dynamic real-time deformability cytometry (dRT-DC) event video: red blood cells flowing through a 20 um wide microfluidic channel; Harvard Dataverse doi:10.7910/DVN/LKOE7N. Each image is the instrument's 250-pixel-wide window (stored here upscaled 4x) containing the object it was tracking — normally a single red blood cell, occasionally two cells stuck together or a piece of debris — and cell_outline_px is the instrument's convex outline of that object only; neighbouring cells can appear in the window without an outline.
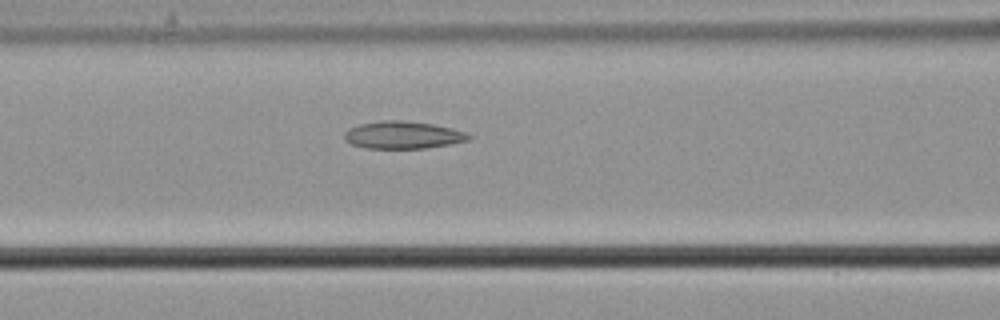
{"species": "common noctule bat (a hibernating species)", "species_latin": "Nyctalus noctula", "temperature_condition": "cold", "stored_images_in_passage": 7, "camera_frame_rate_fps": 3000, "um_per_image_px": 0.085, "animal": {"sex": "male", "body_mass_g": 21.5, "forearm_length_mm": 52.0}, "frame": {"image": 1, "passage_image": 7, "time_ms": 2.0, "image_size_px": [1000, 320], "cell_outline_px": [[472, 140], [452, 144], [424, 148], [364, 148], [352, 144], [344, 140], [344, 132], [348, 128], [360, 124], [384, 120], [400, 120], [432, 124], [452, 128], [464, 132], [472, 136]], "centroid_in_image_um": [34.25, 11.48], "position_along_channel_um": 132.3, "area_um2": 19.94}}